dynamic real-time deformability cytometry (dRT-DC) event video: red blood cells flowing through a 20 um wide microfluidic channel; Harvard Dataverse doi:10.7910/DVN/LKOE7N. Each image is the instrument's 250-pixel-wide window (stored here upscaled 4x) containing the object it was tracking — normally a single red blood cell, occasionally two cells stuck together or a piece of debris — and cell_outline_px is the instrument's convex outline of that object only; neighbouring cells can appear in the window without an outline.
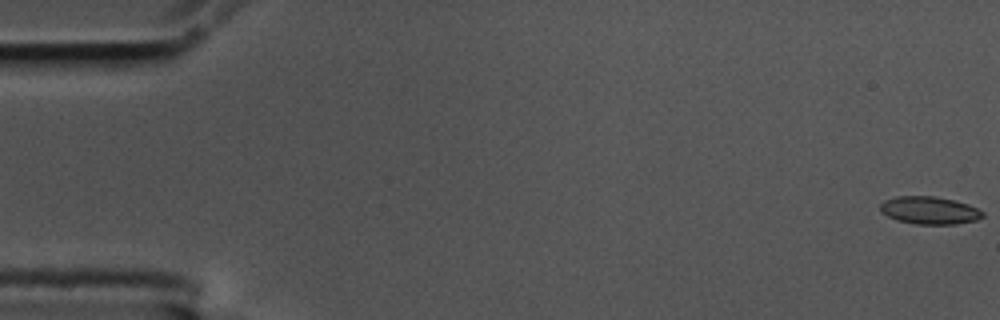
{"species": "common noctule bat (a hibernating species)", "species_latin": "Nyctalus noctula", "temperature_condition": "cold", "stored_images_in_passage": 58, "camera_frame_rate_fps": 3000, "um_per_image_px": 0.085, "animal": {"sex": "male", "body_mass_g": 17.5, "forearm_length_mm": 52.3}, "frame": {"image": 1, "passage_image": 1, "time_ms": 0.0, "image_size_px": [1000, 320], "cell_outline_px": [[984, 216], [976, 220], [956, 224], [916, 224], [896, 220], [880, 212], [880, 204], [884, 200], [896, 196], [936, 196], [968, 204], [984, 212]], "centroid_in_image_um": [78.98, 17.88], "position_along_channel_um": 6.0, "area_um2": 16.53}}
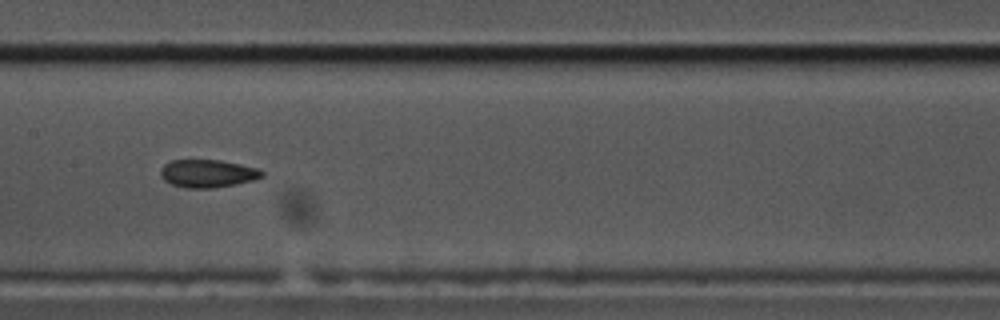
{"frame": {"image": 2, "passage_image": 29, "time_ms": 9.333, "image_size_px": [1000, 320], "cell_outline_px": [[264, 176], [252, 180], [236, 184], [212, 188], [184, 188], [172, 184], [164, 180], [160, 176], [160, 168], [164, 164], [172, 160], [220, 160], [240, 164], [256, 168], [264, 172]], "centroid_in_image_um": [17.62, 14.75], "position_along_channel_um": 189.8, "area_um2": 16.47}}
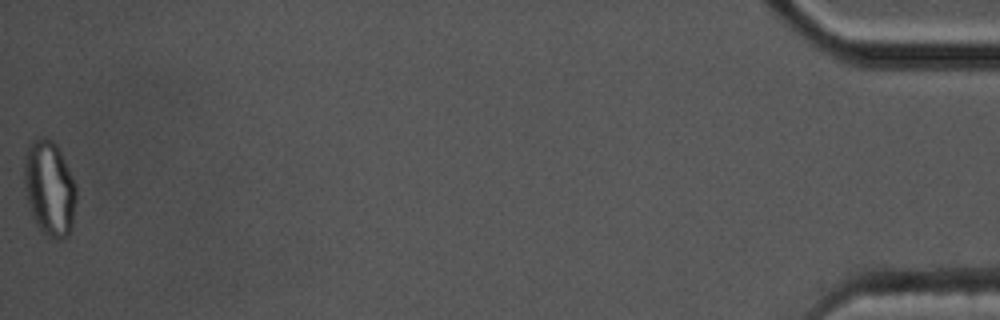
{"frame": {"image": 3, "passage_image": 58, "time_ms": 19.0, "image_size_px": [1000, 320], "cell_outline_px": [[76, 200], [72, 228], [68, 236], [60, 240], [56, 240], [48, 236], [36, 224], [28, 200], [24, 184], [24, 156], [28, 144], [32, 140], [44, 136], [52, 140], [56, 144], [76, 184]], "centroid_in_image_um": [4.21, 15.99], "position_along_channel_um": 431.0, "area_um2": 28.9}, "authors_computed_cell_mechanics": {"area_um2": 16.5886, "velocity_mm_per_s": 3.5234, "shape_relaxation_time_tau1_ms": null, "shape_relaxation_time_tau2_ms": 3.2059, "deformation_change_tau1": null, "deformation_change_tau2": 0.0873}}